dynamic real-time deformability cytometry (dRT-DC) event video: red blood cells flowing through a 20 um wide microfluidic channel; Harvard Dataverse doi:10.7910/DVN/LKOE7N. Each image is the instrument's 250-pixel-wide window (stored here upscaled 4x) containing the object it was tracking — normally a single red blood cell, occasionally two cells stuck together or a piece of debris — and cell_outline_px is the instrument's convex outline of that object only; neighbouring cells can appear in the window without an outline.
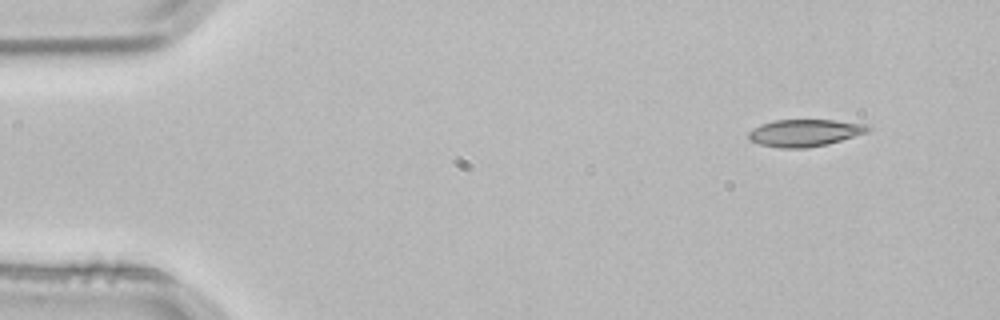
{"species": "common noctule bat (a hibernating species)", "species_latin": "Nyctalus noctula", "temperature_condition": "room temperature", "stored_images_in_passage": 3, "camera_frame_rate_fps": 3000, "um_per_image_px": 0.085, "animal": {"sex": "male", "body_mass_g": 21.5, "forearm_length_mm": 52.0}, "frame": {"image": 1, "passage_image": 1, "time_ms": 0.0, "image_size_px": [1000, 320], "cell_outline_px": [[872, 128], [868, 132], [828, 144], [808, 148], [780, 148], [760, 144], [748, 140], [748, 132], [752, 128], [760, 124], [776, 120], [832, 120], [872, 124]], "centroid_in_image_um": [68.43, 11.29], "position_along_channel_um": 16.6, "area_um2": 19.13}}
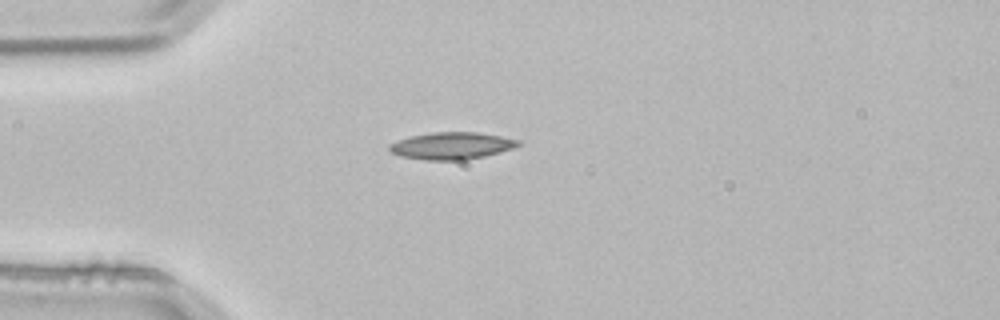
{"frame": {"image": 2, "passage_image": 3, "time_ms": 0.667, "image_size_px": [1000, 320], "cell_outline_px": [[520, 144], [512, 148], [500, 152], [468, 160], [424, 160], [400, 156], [392, 152], [388, 148], [388, 144], [412, 136], [432, 132], [476, 132], [500, 136], [520, 140]], "centroid_in_image_um": [38.39, 12.39], "position_along_channel_um": 46.6, "area_um2": 20.23}}